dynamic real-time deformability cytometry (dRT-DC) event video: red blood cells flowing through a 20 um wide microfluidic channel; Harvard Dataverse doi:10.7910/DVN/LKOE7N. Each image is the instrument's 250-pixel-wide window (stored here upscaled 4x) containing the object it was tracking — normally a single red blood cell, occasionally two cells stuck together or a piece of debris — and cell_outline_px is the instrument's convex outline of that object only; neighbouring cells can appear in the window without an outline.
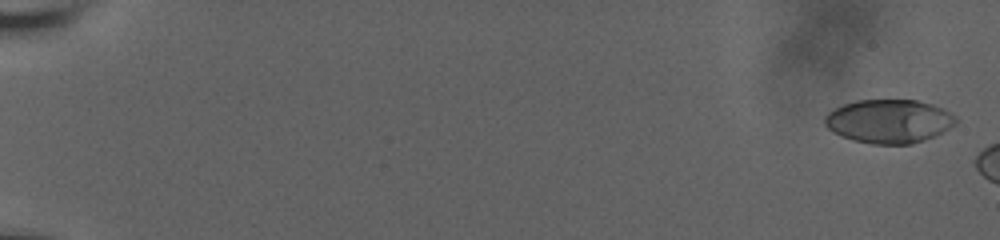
{"species": "human", "species_latin": "Homo sapiens", "temperature_condition": "room temperature", "stored_images_in_passage": 9, "camera_frame_rate_fps": 3000, "um_per_image_px": 0.085, "donor": {"sex": "male"}, "frame": {"image": 1, "passage_image": 2, "time_ms": 0.333, "image_size_px": [1000, 240], "cell_outline_px": [[956, 124], [924, 140], [912, 144], [872, 144], [852, 140], [840, 136], [832, 132], [824, 124], [824, 116], [828, 112], [844, 104], [856, 100], [916, 100], [932, 104], [944, 108], [956, 116]], "centroid_in_image_um": [75.54, 10.3], "position_along_channel_um": 9.5, "area_um2": 33.41}}